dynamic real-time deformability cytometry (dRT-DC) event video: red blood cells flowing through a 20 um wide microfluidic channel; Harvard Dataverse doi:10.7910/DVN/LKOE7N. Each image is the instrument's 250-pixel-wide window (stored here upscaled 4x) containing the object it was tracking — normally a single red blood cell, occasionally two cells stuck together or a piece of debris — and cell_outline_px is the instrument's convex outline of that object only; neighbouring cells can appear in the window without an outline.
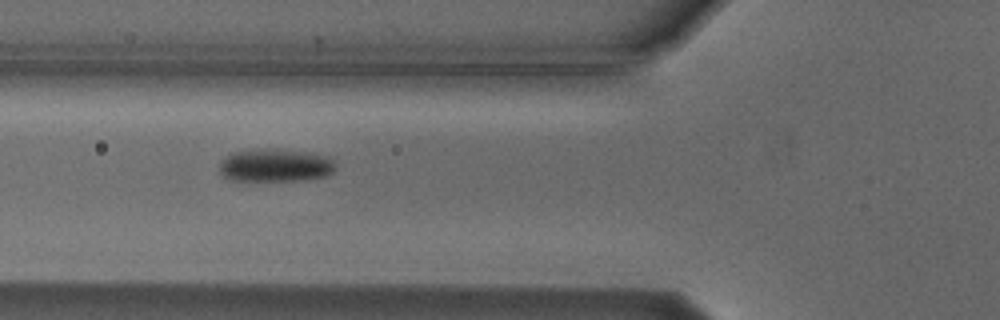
{"species": "Egyptian fruit bat (a non-hibernating species)", "species_latin": "Rousettus aegyptiacus", "temperature_condition": "cold", "stored_images_in_passage": 7, "camera_frame_rate_fps": 3000, "um_per_image_px": 0.085, "animal": {"sex": "male"}, "frame": {"image": 1, "passage_image": 6, "time_ms": 6.667, "image_size_px": [1000, 320], "cell_outline_px": [[336, 168], [328, 176], [304, 180], [228, 180], [220, 172], [220, 160], [232, 152], [296, 152], [328, 156], [332, 160]], "centroid_in_image_um": [23.41, 14.12], "position_along_channel_um": 102.4, "area_um2": 21.1}}